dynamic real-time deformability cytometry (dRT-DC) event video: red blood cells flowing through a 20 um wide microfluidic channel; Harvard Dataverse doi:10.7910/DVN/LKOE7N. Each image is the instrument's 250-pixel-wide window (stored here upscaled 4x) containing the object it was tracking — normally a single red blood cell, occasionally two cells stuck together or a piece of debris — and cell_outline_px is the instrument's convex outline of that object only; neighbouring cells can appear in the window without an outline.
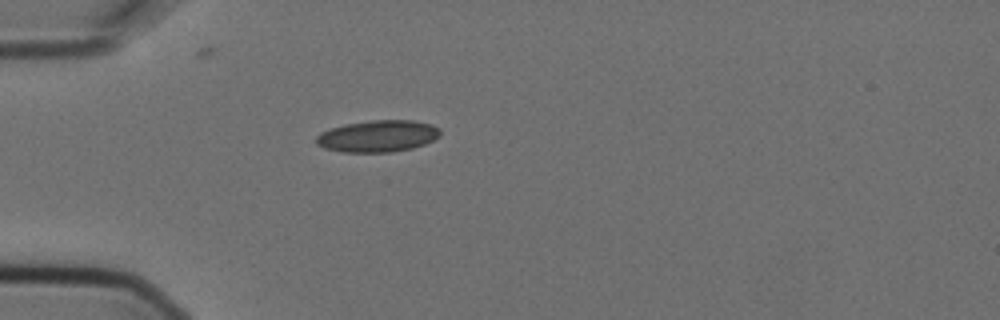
{"species": "Egyptian fruit bat (a non-hibernating species)", "species_latin": "Rousettus aegyptiacus", "temperature_condition": "cold", "stored_images_in_passage": 1, "camera_frame_rate_fps": 3000, "um_per_image_px": 0.085, "animal": {"sex": "female"}, "frame": {"image": 1, "passage_image": 1, "time_ms": 0.0, "image_size_px": [1000, 320], "cell_outline_px": [[440, 136], [424, 144], [412, 148], [392, 152], [340, 152], [324, 148], [316, 144], [316, 136], [320, 132], [344, 124], [372, 120], [412, 120], [432, 124], [440, 128]], "centroid_in_image_um": [32.11, 11.57], "position_along_channel_um": 52.9, "area_um2": 23.06}}